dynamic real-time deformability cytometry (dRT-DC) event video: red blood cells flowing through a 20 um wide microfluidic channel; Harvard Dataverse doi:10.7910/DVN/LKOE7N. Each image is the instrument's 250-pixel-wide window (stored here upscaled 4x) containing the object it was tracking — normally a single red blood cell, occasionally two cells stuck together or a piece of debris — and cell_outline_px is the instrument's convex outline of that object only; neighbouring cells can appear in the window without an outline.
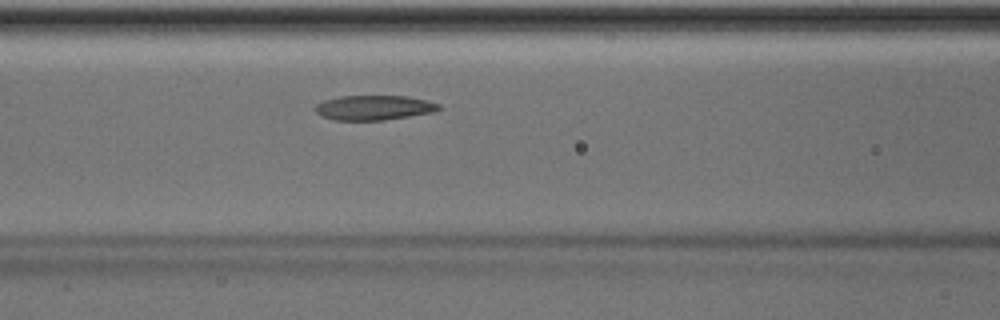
{"species": "Egyptian fruit bat (a non-hibernating species)", "species_latin": "Rousettus aegyptiacus", "temperature_condition": "room temperature", "stored_images_in_passage": 35, "camera_frame_rate_fps": 3000, "um_per_image_px": 0.085, "animal": {"sex": "male"}, "frame": {"image": 1, "passage_image": 6, "time_ms": 1.667, "image_size_px": [1000, 320], "cell_outline_px": [[440, 108], [432, 112], [384, 120], [332, 120], [320, 116], [312, 108], [316, 104], [324, 100], [340, 96], [408, 96], [428, 100], [440, 104]], "centroid_in_image_um": [31.73, 9.15], "position_along_channel_um": 134.9, "area_um2": 17.92}}
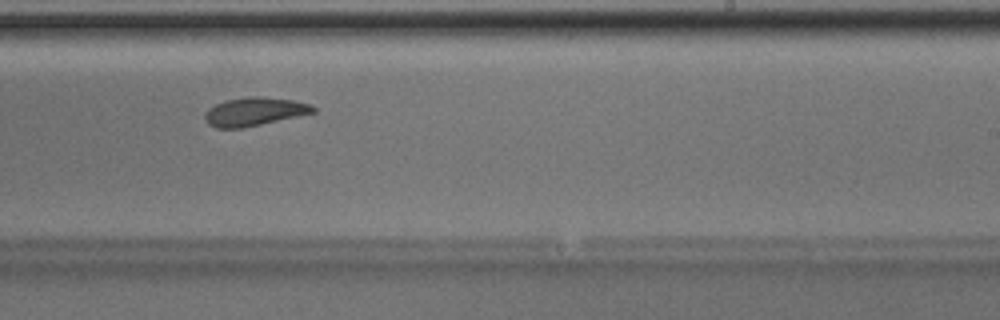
{"frame": {"image": 2, "passage_image": 16, "time_ms": 5.0, "image_size_px": [1000, 320], "cell_outline_px": [[316, 112], [260, 124], [240, 128], [216, 128], [208, 124], [204, 120], [204, 116], [208, 108], [216, 104], [228, 100], [252, 96], [260, 96], [292, 100], [308, 104], [316, 108]], "centroid_in_image_um": [21.59, 9.49], "position_along_channel_um": 267.4, "area_um2": 17.63}, "authors_computed_cell_mechanics": {"area_um2": 18.207, "velocity_mm_per_s": 3.9909, "shape_relaxation_time_tau1_ms": 6.2051, "shape_relaxation_time_tau2_ms": 7.0721, "deformation_change_tau1": 0.1584, "deformation_change_tau2": 0.1595}}